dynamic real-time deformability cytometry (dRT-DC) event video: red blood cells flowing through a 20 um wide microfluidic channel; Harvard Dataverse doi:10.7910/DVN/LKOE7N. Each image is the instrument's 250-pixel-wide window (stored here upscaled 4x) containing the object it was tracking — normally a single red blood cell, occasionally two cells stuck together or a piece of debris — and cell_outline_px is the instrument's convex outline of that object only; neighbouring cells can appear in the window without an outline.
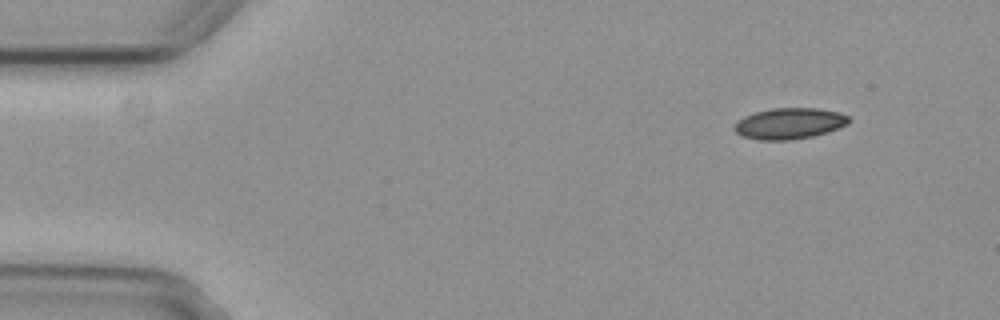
{"species": "common noctule bat (a hibernating species)", "species_latin": "Nyctalus noctula", "temperature_condition": "cold", "stored_images_in_passage": 6, "segment_of_instrument_passage": [2, 2], "camera_frame_rate_fps": 3000, "um_per_image_px": 0.085, "animal": {"sex": "female", "body_mass_g": 29.2, "forearm_length_mm": 56.3}, "frame": {"image": 1, "passage_image": 6, "time_ms": 1.667, "image_size_px": [1000, 320], "cell_outline_px": [[852, 120], [848, 124], [828, 132], [812, 136], [792, 140], [756, 140], [744, 136], [736, 132], [732, 128], [736, 120], [744, 116], [756, 112], [772, 108], [816, 108], [840, 112], [848, 116]], "centroid_in_image_um": [67.09, 10.49], "position_along_channel_um": 17.9, "area_um2": 20.92}}